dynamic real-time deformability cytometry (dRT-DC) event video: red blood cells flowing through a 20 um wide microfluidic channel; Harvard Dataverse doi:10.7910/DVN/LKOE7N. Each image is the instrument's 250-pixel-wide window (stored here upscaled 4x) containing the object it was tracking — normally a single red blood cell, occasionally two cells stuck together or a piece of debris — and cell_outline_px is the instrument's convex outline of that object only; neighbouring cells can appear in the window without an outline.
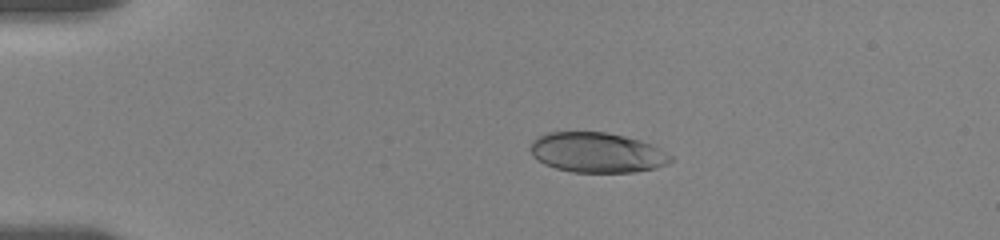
{"species": "human", "species_latin": "Homo sapiens", "temperature_condition": "room temperature", "stored_images_in_passage": 12, "camera_frame_rate_fps": 3000, "um_per_image_px": 0.085, "donor": {"sex": "female"}, "frame": {"image": 1, "passage_image": 1, "time_ms": 0.0, "image_size_px": [1000, 240], "cell_outline_px": [[672, 160], [668, 164], [656, 168], [636, 172], [572, 172], [556, 168], [544, 164], [532, 156], [532, 140], [536, 136], [548, 132], [604, 132], [624, 136], [640, 140], [652, 144], [672, 156]], "centroid_in_image_um": [50.75, 12.97], "position_along_channel_um": 34.2, "area_um2": 32.77}}
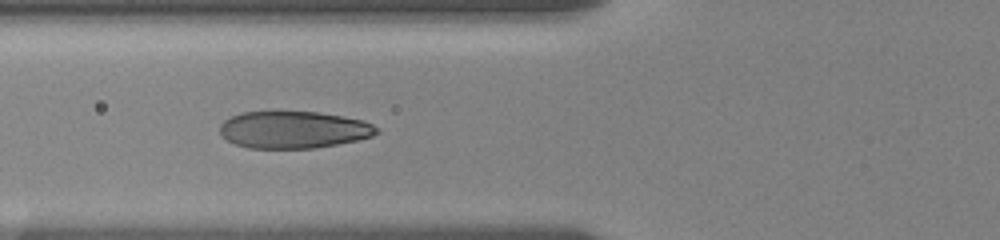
{"frame": {"image": 2, "passage_image": 9, "time_ms": 3.333, "image_size_px": [1000, 240], "cell_outline_px": [[380, 132], [372, 136], [356, 140], [316, 148], [248, 148], [236, 144], [220, 136], [220, 124], [224, 120], [240, 112], [320, 112], [344, 116], [364, 120], [380, 128]], "centroid_in_image_um": [24.97, 11.02], "position_along_channel_um": 100.8, "area_um2": 34.04}}
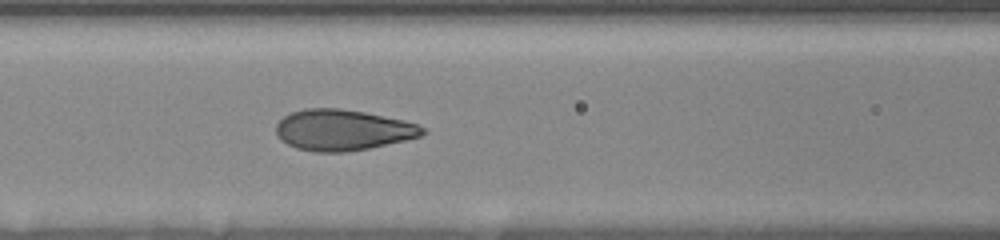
{"frame": {"image": 3, "passage_image": 12, "time_ms": 4.333, "image_size_px": [1000, 240], "cell_outline_px": [[428, 132], [420, 136], [404, 140], [368, 148], [348, 152], [316, 152], [296, 148], [280, 140], [276, 132], [276, 124], [284, 116], [292, 112], [304, 108], [340, 108], [364, 112], [404, 120], [416, 124], [424, 128]], "centroid_in_image_um": [29.11, 11.05], "position_along_channel_um": 137.5, "area_um2": 34.85}}